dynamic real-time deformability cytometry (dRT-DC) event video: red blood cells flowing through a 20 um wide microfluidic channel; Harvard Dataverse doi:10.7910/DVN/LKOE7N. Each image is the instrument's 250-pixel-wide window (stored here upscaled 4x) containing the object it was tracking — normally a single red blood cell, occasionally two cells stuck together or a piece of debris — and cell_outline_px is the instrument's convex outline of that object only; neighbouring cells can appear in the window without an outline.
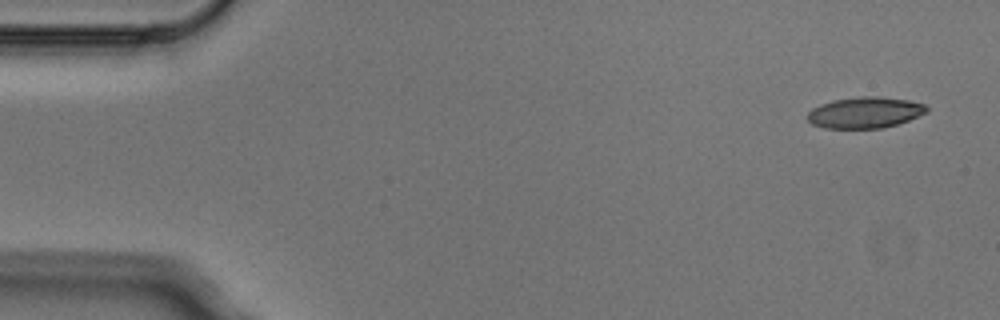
{"species": "Egyptian fruit bat (a non-hibernating species)", "species_latin": "Rousettus aegyptiacus", "temperature_condition": "cold", "stored_images_in_passage": 4, "camera_frame_rate_fps": 3000, "um_per_image_px": 0.085, "animal": {"sex": "male"}, "frame": {"image": 1, "passage_image": 1, "time_ms": 0.0, "image_size_px": [1000, 320], "cell_outline_px": [[928, 112], [908, 120], [884, 128], [824, 128], [812, 124], [808, 120], [808, 112], [812, 108], [820, 104], [832, 100], [860, 96], [880, 96], [908, 100], [924, 104], [928, 108]], "centroid_in_image_um": [73.51, 9.56], "position_along_channel_um": 11.5, "area_um2": 21.68}}
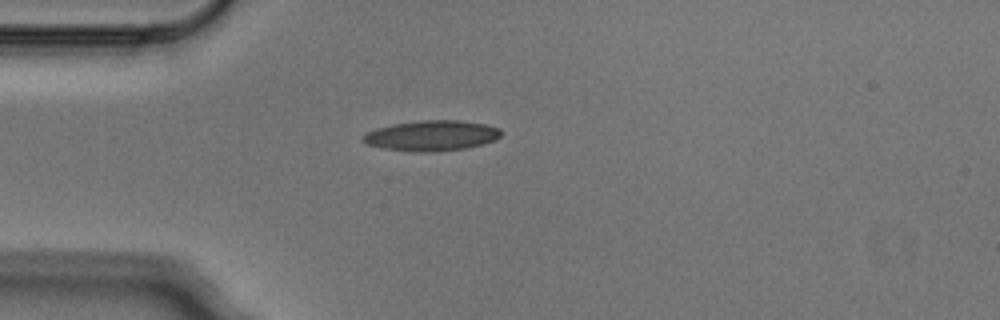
{"frame": {"image": 2, "passage_image": 3, "time_ms": 0.667, "image_size_px": [1000, 320], "cell_outline_px": [[500, 136], [492, 140], [480, 144], [464, 148], [432, 152], [412, 152], [384, 148], [368, 144], [360, 140], [360, 136], [376, 128], [392, 124], [420, 120], [460, 120], [484, 124], [500, 128]], "centroid_in_image_um": [36.62, 11.52], "position_along_channel_um": 48.4, "area_um2": 24.33}}